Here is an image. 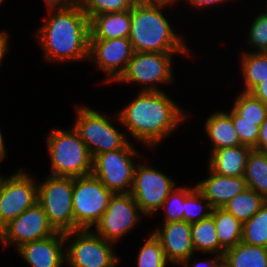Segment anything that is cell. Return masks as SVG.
Here are the masks:
<instances>
[{"label": "cell", "mask_w": 267, "mask_h": 267, "mask_svg": "<svg viewBox=\"0 0 267 267\" xmlns=\"http://www.w3.org/2000/svg\"><path fill=\"white\" fill-rule=\"evenodd\" d=\"M131 26V9L104 13L90 20L89 39H115L129 37Z\"/></svg>", "instance_id": "cell-20"}, {"label": "cell", "mask_w": 267, "mask_h": 267, "mask_svg": "<svg viewBox=\"0 0 267 267\" xmlns=\"http://www.w3.org/2000/svg\"><path fill=\"white\" fill-rule=\"evenodd\" d=\"M252 149L246 145H239L211 151L209 168L222 176H244L247 159Z\"/></svg>", "instance_id": "cell-19"}, {"label": "cell", "mask_w": 267, "mask_h": 267, "mask_svg": "<svg viewBox=\"0 0 267 267\" xmlns=\"http://www.w3.org/2000/svg\"><path fill=\"white\" fill-rule=\"evenodd\" d=\"M65 243V233L57 231L48 238L25 243L17 250L31 267H62L66 261L62 249Z\"/></svg>", "instance_id": "cell-17"}, {"label": "cell", "mask_w": 267, "mask_h": 267, "mask_svg": "<svg viewBox=\"0 0 267 267\" xmlns=\"http://www.w3.org/2000/svg\"><path fill=\"white\" fill-rule=\"evenodd\" d=\"M49 8H70L79 4V0H45Z\"/></svg>", "instance_id": "cell-38"}, {"label": "cell", "mask_w": 267, "mask_h": 267, "mask_svg": "<svg viewBox=\"0 0 267 267\" xmlns=\"http://www.w3.org/2000/svg\"><path fill=\"white\" fill-rule=\"evenodd\" d=\"M51 13L37 34L45 58L62 62L88 60L90 20L82 8H49Z\"/></svg>", "instance_id": "cell-2"}, {"label": "cell", "mask_w": 267, "mask_h": 267, "mask_svg": "<svg viewBox=\"0 0 267 267\" xmlns=\"http://www.w3.org/2000/svg\"><path fill=\"white\" fill-rule=\"evenodd\" d=\"M225 267H267V248L239 242L223 254Z\"/></svg>", "instance_id": "cell-22"}, {"label": "cell", "mask_w": 267, "mask_h": 267, "mask_svg": "<svg viewBox=\"0 0 267 267\" xmlns=\"http://www.w3.org/2000/svg\"><path fill=\"white\" fill-rule=\"evenodd\" d=\"M191 232L194 251L223 256L225 249L220 245L212 215L191 224Z\"/></svg>", "instance_id": "cell-23"}, {"label": "cell", "mask_w": 267, "mask_h": 267, "mask_svg": "<svg viewBox=\"0 0 267 267\" xmlns=\"http://www.w3.org/2000/svg\"><path fill=\"white\" fill-rule=\"evenodd\" d=\"M138 0L131 8L129 39L134 52H188L185 43L171 28L160 8Z\"/></svg>", "instance_id": "cell-3"}, {"label": "cell", "mask_w": 267, "mask_h": 267, "mask_svg": "<svg viewBox=\"0 0 267 267\" xmlns=\"http://www.w3.org/2000/svg\"><path fill=\"white\" fill-rule=\"evenodd\" d=\"M243 145L253 148L258 141L259 126L258 121L240 120V116L233 110L228 113Z\"/></svg>", "instance_id": "cell-34"}, {"label": "cell", "mask_w": 267, "mask_h": 267, "mask_svg": "<svg viewBox=\"0 0 267 267\" xmlns=\"http://www.w3.org/2000/svg\"><path fill=\"white\" fill-rule=\"evenodd\" d=\"M222 1H225V0H189V3H191L192 5L197 6V7H205V6L211 5V4L212 5L218 4Z\"/></svg>", "instance_id": "cell-41"}, {"label": "cell", "mask_w": 267, "mask_h": 267, "mask_svg": "<svg viewBox=\"0 0 267 267\" xmlns=\"http://www.w3.org/2000/svg\"><path fill=\"white\" fill-rule=\"evenodd\" d=\"M113 193L92 174L73 178V216L75 230L95 226L106 211Z\"/></svg>", "instance_id": "cell-7"}, {"label": "cell", "mask_w": 267, "mask_h": 267, "mask_svg": "<svg viewBox=\"0 0 267 267\" xmlns=\"http://www.w3.org/2000/svg\"><path fill=\"white\" fill-rule=\"evenodd\" d=\"M241 241L267 248V201L250 220L243 223Z\"/></svg>", "instance_id": "cell-28"}, {"label": "cell", "mask_w": 267, "mask_h": 267, "mask_svg": "<svg viewBox=\"0 0 267 267\" xmlns=\"http://www.w3.org/2000/svg\"><path fill=\"white\" fill-rule=\"evenodd\" d=\"M51 158V174L63 177H84L92 174V157L79 134L54 129L47 137Z\"/></svg>", "instance_id": "cell-4"}, {"label": "cell", "mask_w": 267, "mask_h": 267, "mask_svg": "<svg viewBox=\"0 0 267 267\" xmlns=\"http://www.w3.org/2000/svg\"><path fill=\"white\" fill-rule=\"evenodd\" d=\"M141 209L131 193L113 194L106 211L95 225L96 233L106 241L116 243L136 226Z\"/></svg>", "instance_id": "cell-11"}, {"label": "cell", "mask_w": 267, "mask_h": 267, "mask_svg": "<svg viewBox=\"0 0 267 267\" xmlns=\"http://www.w3.org/2000/svg\"><path fill=\"white\" fill-rule=\"evenodd\" d=\"M248 43L254 45L257 52H267V15L264 12L251 24Z\"/></svg>", "instance_id": "cell-35"}, {"label": "cell", "mask_w": 267, "mask_h": 267, "mask_svg": "<svg viewBox=\"0 0 267 267\" xmlns=\"http://www.w3.org/2000/svg\"><path fill=\"white\" fill-rule=\"evenodd\" d=\"M235 101L232 109L240 116V120L258 121L260 127L267 118V105L250 93L241 92Z\"/></svg>", "instance_id": "cell-29"}, {"label": "cell", "mask_w": 267, "mask_h": 267, "mask_svg": "<svg viewBox=\"0 0 267 267\" xmlns=\"http://www.w3.org/2000/svg\"><path fill=\"white\" fill-rule=\"evenodd\" d=\"M191 190V188L186 187L173 188L162 204V207L166 208L164 223L183 220L185 196Z\"/></svg>", "instance_id": "cell-33"}, {"label": "cell", "mask_w": 267, "mask_h": 267, "mask_svg": "<svg viewBox=\"0 0 267 267\" xmlns=\"http://www.w3.org/2000/svg\"><path fill=\"white\" fill-rule=\"evenodd\" d=\"M38 185L21 170L4 178L0 193V230L37 202Z\"/></svg>", "instance_id": "cell-14"}, {"label": "cell", "mask_w": 267, "mask_h": 267, "mask_svg": "<svg viewBox=\"0 0 267 267\" xmlns=\"http://www.w3.org/2000/svg\"><path fill=\"white\" fill-rule=\"evenodd\" d=\"M5 154H6L5 145H4L2 133L0 131V161L3 160V158L5 157Z\"/></svg>", "instance_id": "cell-43"}, {"label": "cell", "mask_w": 267, "mask_h": 267, "mask_svg": "<svg viewBox=\"0 0 267 267\" xmlns=\"http://www.w3.org/2000/svg\"><path fill=\"white\" fill-rule=\"evenodd\" d=\"M217 236L220 245L226 250L236 246L242 239L243 223L223 208H213Z\"/></svg>", "instance_id": "cell-26"}, {"label": "cell", "mask_w": 267, "mask_h": 267, "mask_svg": "<svg viewBox=\"0 0 267 267\" xmlns=\"http://www.w3.org/2000/svg\"><path fill=\"white\" fill-rule=\"evenodd\" d=\"M38 185L37 202L56 231L75 230L73 216V177L49 175Z\"/></svg>", "instance_id": "cell-5"}, {"label": "cell", "mask_w": 267, "mask_h": 267, "mask_svg": "<svg viewBox=\"0 0 267 267\" xmlns=\"http://www.w3.org/2000/svg\"><path fill=\"white\" fill-rule=\"evenodd\" d=\"M77 121L74 130L83 140L92 159L103 152L125 148L126 134L120 133L104 115L89 107L76 105Z\"/></svg>", "instance_id": "cell-6"}, {"label": "cell", "mask_w": 267, "mask_h": 267, "mask_svg": "<svg viewBox=\"0 0 267 267\" xmlns=\"http://www.w3.org/2000/svg\"><path fill=\"white\" fill-rule=\"evenodd\" d=\"M140 1L148 3V4H157V5H165V6L176 2V0H140Z\"/></svg>", "instance_id": "cell-42"}, {"label": "cell", "mask_w": 267, "mask_h": 267, "mask_svg": "<svg viewBox=\"0 0 267 267\" xmlns=\"http://www.w3.org/2000/svg\"><path fill=\"white\" fill-rule=\"evenodd\" d=\"M243 177L248 188L267 200V152L250 151Z\"/></svg>", "instance_id": "cell-24"}, {"label": "cell", "mask_w": 267, "mask_h": 267, "mask_svg": "<svg viewBox=\"0 0 267 267\" xmlns=\"http://www.w3.org/2000/svg\"><path fill=\"white\" fill-rule=\"evenodd\" d=\"M138 154L129 143L125 148L96 155L92 161V175L113 194L130 193L137 166L133 157Z\"/></svg>", "instance_id": "cell-8"}, {"label": "cell", "mask_w": 267, "mask_h": 267, "mask_svg": "<svg viewBox=\"0 0 267 267\" xmlns=\"http://www.w3.org/2000/svg\"><path fill=\"white\" fill-rule=\"evenodd\" d=\"M250 94L267 105V80L258 84Z\"/></svg>", "instance_id": "cell-37"}, {"label": "cell", "mask_w": 267, "mask_h": 267, "mask_svg": "<svg viewBox=\"0 0 267 267\" xmlns=\"http://www.w3.org/2000/svg\"><path fill=\"white\" fill-rule=\"evenodd\" d=\"M206 134L213 144V150L243 145L227 112H216L205 122Z\"/></svg>", "instance_id": "cell-21"}, {"label": "cell", "mask_w": 267, "mask_h": 267, "mask_svg": "<svg viewBox=\"0 0 267 267\" xmlns=\"http://www.w3.org/2000/svg\"><path fill=\"white\" fill-rule=\"evenodd\" d=\"M167 260L159 239L152 233L139 251L138 267H166Z\"/></svg>", "instance_id": "cell-32"}, {"label": "cell", "mask_w": 267, "mask_h": 267, "mask_svg": "<svg viewBox=\"0 0 267 267\" xmlns=\"http://www.w3.org/2000/svg\"><path fill=\"white\" fill-rule=\"evenodd\" d=\"M134 53L128 37L115 39H89L88 60L109 76L108 82L116 81L125 71ZM122 66V67H121Z\"/></svg>", "instance_id": "cell-15"}, {"label": "cell", "mask_w": 267, "mask_h": 267, "mask_svg": "<svg viewBox=\"0 0 267 267\" xmlns=\"http://www.w3.org/2000/svg\"><path fill=\"white\" fill-rule=\"evenodd\" d=\"M3 181H4V178L0 175V193H1V188L3 186Z\"/></svg>", "instance_id": "cell-44"}, {"label": "cell", "mask_w": 267, "mask_h": 267, "mask_svg": "<svg viewBox=\"0 0 267 267\" xmlns=\"http://www.w3.org/2000/svg\"><path fill=\"white\" fill-rule=\"evenodd\" d=\"M174 187V181L166 174L151 166L138 164L130 193L143 215H150L162 208L163 202Z\"/></svg>", "instance_id": "cell-12"}, {"label": "cell", "mask_w": 267, "mask_h": 267, "mask_svg": "<svg viewBox=\"0 0 267 267\" xmlns=\"http://www.w3.org/2000/svg\"><path fill=\"white\" fill-rule=\"evenodd\" d=\"M241 67L246 89L250 93L258 84L267 80V52L243 53Z\"/></svg>", "instance_id": "cell-27"}, {"label": "cell", "mask_w": 267, "mask_h": 267, "mask_svg": "<svg viewBox=\"0 0 267 267\" xmlns=\"http://www.w3.org/2000/svg\"><path fill=\"white\" fill-rule=\"evenodd\" d=\"M209 170L210 176L195 186L213 208H222L224 204L247 187L243 176H222L213 172L210 168Z\"/></svg>", "instance_id": "cell-18"}, {"label": "cell", "mask_w": 267, "mask_h": 267, "mask_svg": "<svg viewBox=\"0 0 267 267\" xmlns=\"http://www.w3.org/2000/svg\"><path fill=\"white\" fill-rule=\"evenodd\" d=\"M201 201L205 202L203 204ZM206 208L207 210L201 214ZM213 207L203 194L195 187L185 196L183 220L189 224L199 222L212 214Z\"/></svg>", "instance_id": "cell-30"}, {"label": "cell", "mask_w": 267, "mask_h": 267, "mask_svg": "<svg viewBox=\"0 0 267 267\" xmlns=\"http://www.w3.org/2000/svg\"><path fill=\"white\" fill-rule=\"evenodd\" d=\"M260 194L246 187L230 199L222 208L242 223L250 220L266 202Z\"/></svg>", "instance_id": "cell-25"}, {"label": "cell", "mask_w": 267, "mask_h": 267, "mask_svg": "<svg viewBox=\"0 0 267 267\" xmlns=\"http://www.w3.org/2000/svg\"><path fill=\"white\" fill-rule=\"evenodd\" d=\"M119 120L131 136L142 143L155 147L174 131L187 115L163 91H142L122 111Z\"/></svg>", "instance_id": "cell-1"}, {"label": "cell", "mask_w": 267, "mask_h": 267, "mask_svg": "<svg viewBox=\"0 0 267 267\" xmlns=\"http://www.w3.org/2000/svg\"><path fill=\"white\" fill-rule=\"evenodd\" d=\"M8 35L6 32H0V64L8 49Z\"/></svg>", "instance_id": "cell-40"}, {"label": "cell", "mask_w": 267, "mask_h": 267, "mask_svg": "<svg viewBox=\"0 0 267 267\" xmlns=\"http://www.w3.org/2000/svg\"><path fill=\"white\" fill-rule=\"evenodd\" d=\"M74 237L65 252V262L71 267H116L119 258L114 254L112 242L106 241L90 229L65 232V240Z\"/></svg>", "instance_id": "cell-9"}, {"label": "cell", "mask_w": 267, "mask_h": 267, "mask_svg": "<svg viewBox=\"0 0 267 267\" xmlns=\"http://www.w3.org/2000/svg\"><path fill=\"white\" fill-rule=\"evenodd\" d=\"M254 150L267 152V118L259 127V135Z\"/></svg>", "instance_id": "cell-36"}, {"label": "cell", "mask_w": 267, "mask_h": 267, "mask_svg": "<svg viewBox=\"0 0 267 267\" xmlns=\"http://www.w3.org/2000/svg\"><path fill=\"white\" fill-rule=\"evenodd\" d=\"M138 0H79V6L89 20L94 16L130 10Z\"/></svg>", "instance_id": "cell-31"}, {"label": "cell", "mask_w": 267, "mask_h": 267, "mask_svg": "<svg viewBox=\"0 0 267 267\" xmlns=\"http://www.w3.org/2000/svg\"><path fill=\"white\" fill-rule=\"evenodd\" d=\"M56 232L42 206L36 202L0 230V241L7 246L15 243L18 248L25 243L48 238Z\"/></svg>", "instance_id": "cell-13"}, {"label": "cell", "mask_w": 267, "mask_h": 267, "mask_svg": "<svg viewBox=\"0 0 267 267\" xmlns=\"http://www.w3.org/2000/svg\"><path fill=\"white\" fill-rule=\"evenodd\" d=\"M153 234L159 239L167 261L188 267L194 251L191 224L182 221L164 223Z\"/></svg>", "instance_id": "cell-16"}, {"label": "cell", "mask_w": 267, "mask_h": 267, "mask_svg": "<svg viewBox=\"0 0 267 267\" xmlns=\"http://www.w3.org/2000/svg\"><path fill=\"white\" fill-rule=\"evenodd\" d=\"M188 52H134L118 82H138L143 84L142 91H159L158 82L172 81V54Z\"/></svg>", "instance_id": "cell-10"}, {"label": "cell", "mask_w": 267, "mask_h": 267, "mask_svg": "<svg viewBox=\"0 0 267 267\" xmlns=\"http://www.w3.org/2000/svg\"><path fill=\"white\" fill-rule=\"evenodd\" d=\"M223 257L216 255L214 259L196 262L192 267H223Z\"/></svg>", "instance_id": "cell-39"}]
</instances>
